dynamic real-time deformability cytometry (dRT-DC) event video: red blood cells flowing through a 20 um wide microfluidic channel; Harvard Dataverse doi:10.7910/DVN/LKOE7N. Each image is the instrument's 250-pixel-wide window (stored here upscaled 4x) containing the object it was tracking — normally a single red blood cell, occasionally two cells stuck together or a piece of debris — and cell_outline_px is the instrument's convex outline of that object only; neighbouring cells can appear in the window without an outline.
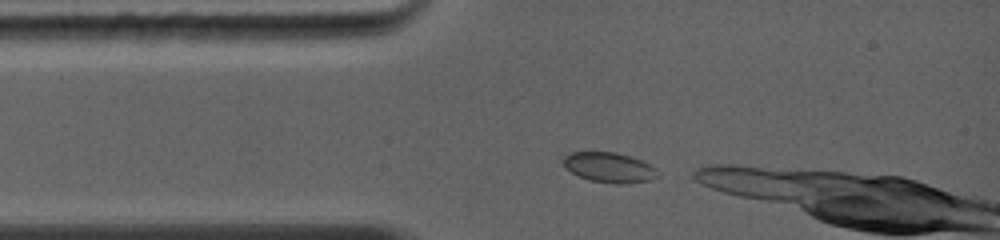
{"species": "common noctule bat (a hibernating species)", "species_latin": "Nyctalus noctula", "temperature_condition": "warm", "stored_images_in_passage": 7, "camera_frame_rate_fps": 5000, "um_per_image_px": 0.085, "animal": {"sex": "female", "body_mass_g": 19.0, "forearm_length_mm": 56.7}, "frame": {"image": 1, "passage_image": 1, "time_ms": 0.0, "image_size_px": [1000, 240], "cell_outline_px": [[660, 176], [648, 180], [628, 184], [616, 184], [588, 180], [564, 168], [564, 156], [568, 152], [616, 152], [632, 156], [656, 168]], "centroid_in_image_um": [51.79, 14.23], "position_along_channel_um": 33.2, "area_um2": 16.65}}
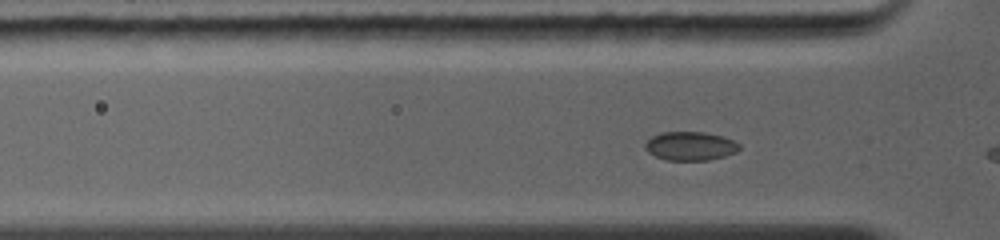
{"frame": {"image": 2, "passage_image": 5, "time_ms": 1.0, "image_size_px": [1000, 240], "cell_outline_px": [[740, 148], [736, 152], [724, 156], [708, 160], [664, 160], [648, 152], [644, 148], [644, 144], [652, 136], [664, 132], [704, 132], [720, 136], [732, 140], [740, 144]], "centroid_in_image_um": [58.66, 12.42], "position_along_channel_um": 67.1, "area_um2": 15.66}}